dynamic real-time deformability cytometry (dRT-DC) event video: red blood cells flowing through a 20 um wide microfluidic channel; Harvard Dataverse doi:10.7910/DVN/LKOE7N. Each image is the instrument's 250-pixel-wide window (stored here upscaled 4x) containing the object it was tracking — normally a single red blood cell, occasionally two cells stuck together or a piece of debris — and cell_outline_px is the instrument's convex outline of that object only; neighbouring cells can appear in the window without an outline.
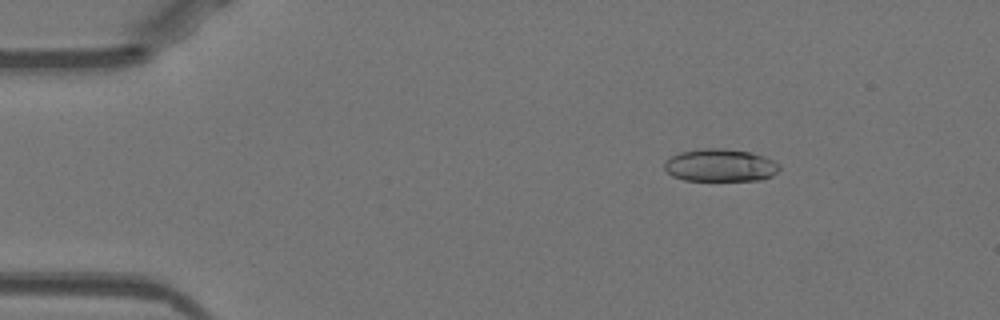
{"species": "Egyptian fruit bat (a non-hibernating species)", "species_latin": "Rousettus aegyptiacus", "temperature_condition": "warm", "stored_images_in_passage": 45, "camera_frame_rate_fps": 3000, "um_per_image_px": 0.085, "animal": {"sex": "female"}, "frame": {"image": 1, "passage_image": 1, "time_ms": 0.0, "image_size_px": [1000, 320], "cell_outline_px": [[780, 168], [772, 176], [760, 180], [684, 180], [672, 176], [664, 168], [664, 160], [680, 152], [700, 148], [724, 148], [748, 152], [764, 156], [780, 164]], "centroid_in_image_um": [61.2, 14.04], "position_along_channel_um": 23.8, "area_um2": 21.91}}
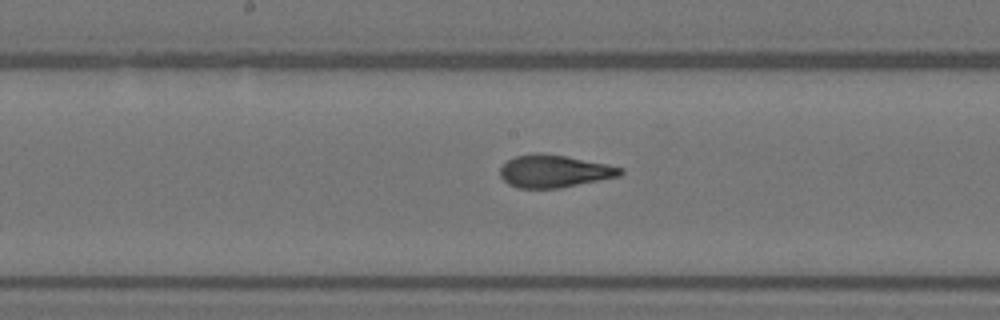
{"frame": {"image": 2, "passage_image": 20, "time_ms": 6.333, "image_size_px": [1000, 320], "cell_outline_px": [[624, 172], [620, 176], [560, 188], [520, 188], [508, 184], [500, 176], [500, 168], [508, 160], [516, 156], [564, 156], [624, 168]], "centroid_in_image_um": [47.13, 14.6], "position_along_channel_um": 201.1, "area_um2": 21.85}}
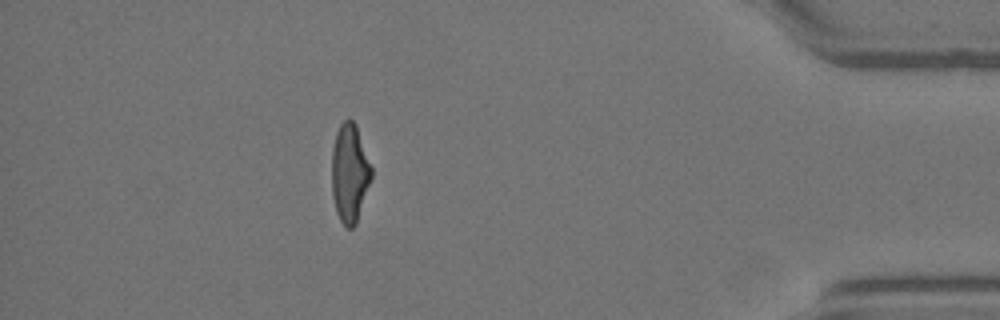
{"frame": {"image": 3, "passage_image": 39, "time_ms": 12.667, "image_size_px": [1000, 320], "cell_outline_px": [[372, 176], [356, 224], [352, 228], [344, 228], [336, 212], [332, 196], [332, 148], [336, 132], [340, 124], [344, 120], [352, 120], [356, 124], [372, 168]], "centroid_in_image_um": [29.71, 14.73], "position_along_channel_um": 405.5, "area_um2": 22.83}, "authors_computed_cell_mechanics": {"area_um2": 22.8888, "velocity_mm_per_s": 3.9872, "shape_relaxation_time_tau1_ms": 5.7601, "shape_relaxation_time_tau2_ms": 0.9115, "deformation_change_tau1": 0.2366, "deformation_change_tau2": 0.0731}}